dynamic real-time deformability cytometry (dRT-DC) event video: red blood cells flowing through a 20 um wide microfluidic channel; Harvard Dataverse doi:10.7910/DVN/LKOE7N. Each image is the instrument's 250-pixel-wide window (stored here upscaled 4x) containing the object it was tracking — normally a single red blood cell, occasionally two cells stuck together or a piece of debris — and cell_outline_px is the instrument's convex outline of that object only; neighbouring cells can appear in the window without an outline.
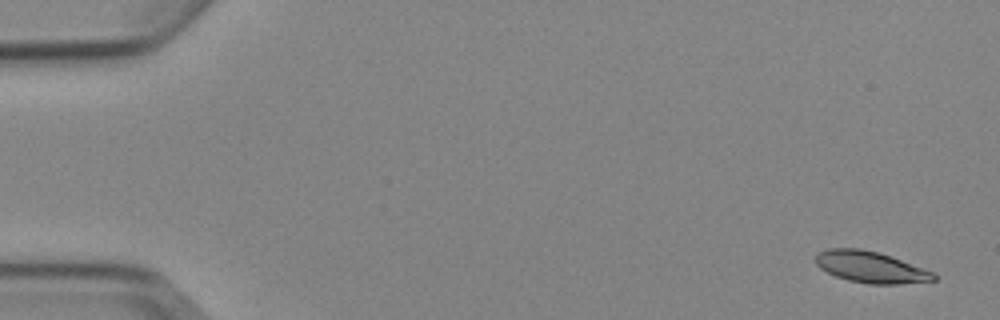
{"species": "Egyptian fruit bat (a non-hibernating species)", "species_latin": "Rousettus aegyptiacus", "temperature_condition": "cold", "stored_images_in_passage": 5, "camera_frame_rate_fps": 3000, "um_per_image_px": 0.085, "animal": {"sex": "female"}, "frame": {"image": 1, "passage_image": 1, "time_ms": 0.0, "image_size_px": [1000, 320], "cell_outline_px": [[936, 280], [896, 284], [868, 284], [848, 280], [836, 276], [820, 268], [816, 264], [816, 256], [820, 252], [828, 248], [860, 248], [880, 252], [932, 272], [936, 276]], "centroid_in_image_um": [73.98, 22.7], "position_along_channel_um": 11.0, "area_um2": 21.33}}
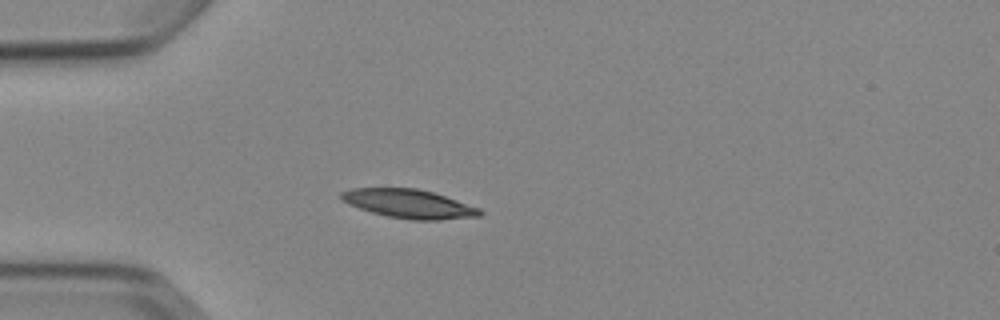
{"frame": {"image": 2, "passage_image": 4, "time_ms": 4.333, "image_size_px": [1000, 320], "cell_outline_px": [[484, 212], [480, 216], [440, 220], [412, 220], [388, 216], [372, 212], [348, 204], [340, 196], [340, 192], [352, 188], [416, 188], [432, 192], [480, 208]], "centroid_in_image_um": [34.77, 17.32], "position_along_channel_um": 50.2, "area_um2": 23.06}}